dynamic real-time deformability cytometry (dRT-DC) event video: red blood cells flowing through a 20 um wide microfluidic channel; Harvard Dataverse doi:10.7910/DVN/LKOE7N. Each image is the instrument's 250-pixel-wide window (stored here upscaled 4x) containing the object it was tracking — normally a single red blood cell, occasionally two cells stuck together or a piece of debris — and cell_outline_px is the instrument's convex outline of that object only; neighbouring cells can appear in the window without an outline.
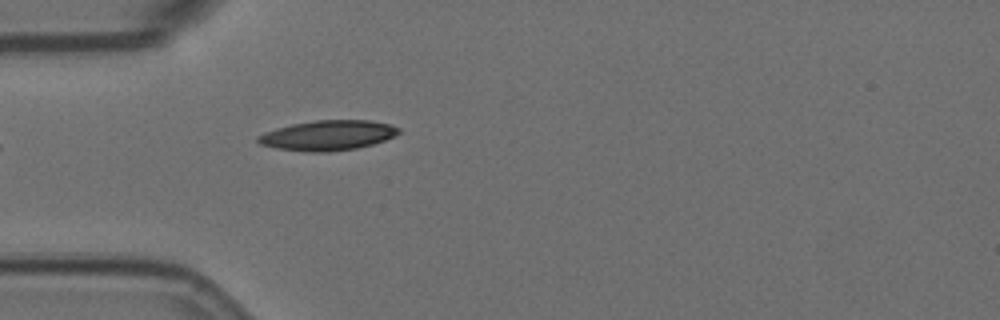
{"species": "Egyptian fruit bat (a non-hibernating species)", "species_latin": "Rousettus aegyptiacus", "temperature_condition": "room temperature", "stored_images_in_passage": 3, "camera_frame_rate_fps": 3000, "um_per_image_px": 0.085, "animal": {"sex": "female"}, "frame": {"image": 1, "passage_image": 3, "time_ms": 0.667, "image_size_px": [1000, 320], "cell_outline_px": [[400, 132], [384, 140], [372, 144], [356, 148], [328, 152], [304, 152], [276, 148], [260, 144], [256, 140], [256, 136], [264, 132], [276, 128], [292, 124], [316, 120], [372, 120], [392, 124], [400, 128]], "centroid_in_image_um": [27.84, 11.5], "position_along_channel_um": 57.2, "area_um2": 24.74}}